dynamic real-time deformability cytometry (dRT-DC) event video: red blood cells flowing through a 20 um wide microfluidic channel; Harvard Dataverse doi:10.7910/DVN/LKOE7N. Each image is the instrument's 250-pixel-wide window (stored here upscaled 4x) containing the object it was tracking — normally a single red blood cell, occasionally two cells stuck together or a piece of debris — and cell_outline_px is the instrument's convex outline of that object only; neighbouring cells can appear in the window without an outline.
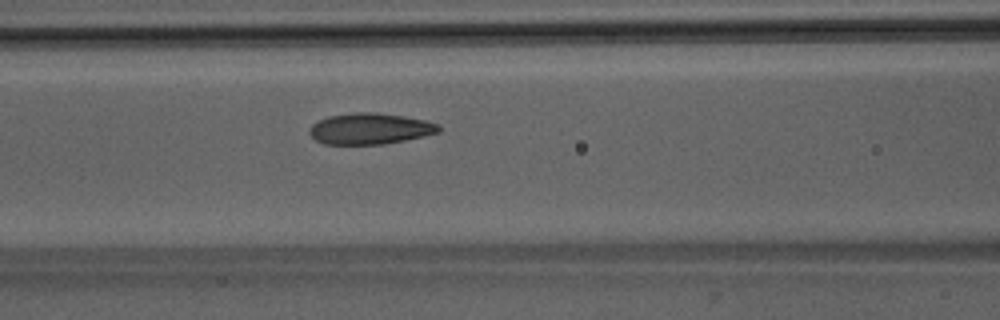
{"species": "Egyptian fruit bat (a non-hibernating species)", "species_latin": "Rousettus aegyptiacus", "temperature_condition": "room temperature", "stored_images_in_passage": 44, "camera_frame_rate_fps": 3000, "um_per_image_px": 0.085, "animal": {"sex": "male"}, "frame": {"image": 1, "passage_image": 15, "time_ms": 4.667, "image_size_px": [1000, 320], "cell_outline_px": [[440, 132], [424, 136], [384, 144], [324, 144], [316, 140], [308, 132], [308, 128], [312, 124], [328, 116], [356, 112], [372, 112], [404, 116], [424, 120], [440, 124]], "centroid_in_image_um": [31.45, 10.94], "position_along_channel_um": 135.2, "area_um2": 23.41}}
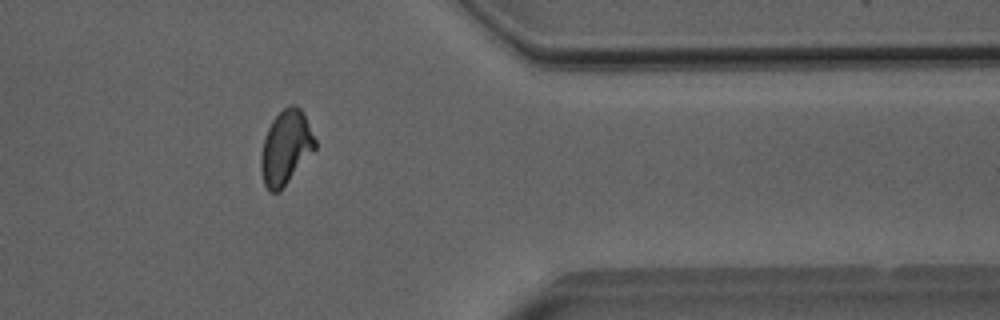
{"frame": {"image": 2, "passage_image": 35, "time_ms": 11.333, "image_size_px": [1000, 320], "cell_outline_px": [[316, 148], [280, 192], [268, 192], [264, 184], [260, 168], [260, 156], [264, 136], [272, 120], [284, 108], [292, 104], [296, 104], [304, 112], [316, 140]], "centroid_in_image_um": [24.28, 12.54], "position_along_channel_um": 387.1, "area_um2": 23.58}}
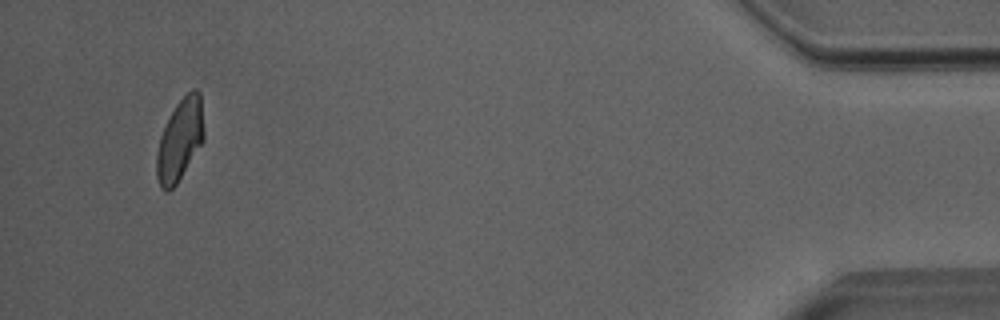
{"frame": {"image": 3, "passage_image": 42, "time_ms": 13.667, "image_size_px": [1000, 320], "cell_outline_px": [[204, 140], [176, 184], [168, 192], [164, 192], [160, 188], [156, 176], [156, 152], [160, 136], [176, 104], [192, 88], [196, 88], [200, 92], [204, 132]], "centroid_in_image_um": [15.28, 11.91], "position_along_channel_um": 419.9, "area_um2": 22.43}, "authors_computed_cell_mechanics": {"area_um2": 23.2645, "velocity_mm_per_s": 4.0068, "shape_relaxation_time_tau1_ms": 4.9325, "shape_relaxation_time_tau2_ms": 0.9936, "deformation_change_tau1": 0.1554, "deformation_change_tau2": 0.0632}}